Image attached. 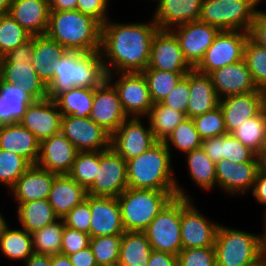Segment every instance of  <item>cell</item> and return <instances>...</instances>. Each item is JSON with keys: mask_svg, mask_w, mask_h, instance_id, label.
<instances>
[{"mask_svg": "<svg viewBox=\"0 0 266 266\" xmlns=\"http://www.w3.org/2000/svg\"><path fill=\"white\" fill-rule=\"evenodd\" d=\"M189 83L188 118L204 114L219 105L220 99L215 91L210 75L192 68L189 71Z\"/></svg>", "mask_w": 266, "mask_h": 266, "instance_id": "cell-30", "label": "cell"}, {"mask_svg": "<svg viewBox=\"0 0 266 266\" xmlns=\"http://www.w3.org/2000/svg\"><path fill=\"white\" fill-rule=\"evenodd\" d=\"M157 142L145 117H128L111 136V148L125 161L141 155Z\"/></svg>", "mask_w": 266, "mask_h": 266, "instance_id": "cell-14", "label": "cell"}, {"mask_svg": "<svg viewBox=\"0 0 266 266\" xmlns=\"http://www.w3.org/2000/svg\"><path fill=\"white\" fill-rule=\"evenodd\" d=\"M15 206L18 226L30 234L59 219L47 199L15 203Z\"/></svg>", "mask_w": 266, "mask_h": 266, "instance_id": "cell-34", "label": "cell"}, {"mask_svg": "<svg viewBox=\"0 0 266 266\" xmlns=\"http://www.w3.org/2000/svg\"><path fill=\"white\" fill-rule=\"evenodd\" d=\"M102 24L79 10L50 11L46 35L68 51H100Z\"/></svg>", "mask_w": 266, "mask_h": 266, "instance_id": "cell-4", "label": "cell"}, {"mask_svg": "<svg viewBox=\"0 0 266 266\" xmlns=\"http://www.w3.org/2000/svg\"><path fill=\"white\" fill-rule=\"evenodd\" d=\"M263 230H264V244L266 245V227L263 228Z\"/></svg>", "mask_w": 266, "mask_h": 266, "instance_id": "cell-68", "label": "cell"}, {"mask_svg": "<svg viewBox=\"0 0 266 266\" xmlns=\"http://www.w3.org/2000/svg\"><path fill=\"white\" fill-rule=\"evenodd\" d=\"M261 264H262V266H266V245L265 244L262 247Z\"/></svg>", "mask_w": 266, "mask_h": 266, "instance_id": "cell-65", "label": "cell"}, {"mask_svg": "<svg viewBox=\"0 0 266 266\" xmlns=\"http://www.w3.org/2000/svg\"><path fill=\"white\" fill-rule=\"evenodd\" d=\"M107 80L117 91L127 117L146 118L148 116L154 103L147 81L141 72L107 74Z\"/></svg>", "mask_w": 266, "mask_h": 266, "instance_id": "cell-10", "label": "cell"}, {"mask_svg": "<svg viewBox=\"0 0 266 266\" xmlns=\"http://www.w3.org/2000/svg\"><path fill=\"white\" fill-rule=\"evenodd\" d=\"M68 50L47 35L34 36L32 66L38 77L48 86L54 77L53 64Z\"/></svg>", "mask_w": 266, "mask_h": 266, "instance_id": "cell-32", "label": "cell"}, {"mask_svg": "<svg viewBox=\"0 0 266 266\" xmlns=\"http://www.w3.org/2000/svg\"><path fill=\"white\" fill-rule=\"evenodd\" d=\"M148 67L168 72H189L193 68L185 59L175 34L161 29L153 37Z\"/></svg>", "mask_w": 266, "mask_h": 266, "instance_id": "cell-18", "label": "cell"}, {"mask_svg": "<svg viewBox=\"0 0 266 266\" xmlns=\"http://www.w3.org/2000/svg\"><path fill=\"white\" fill-rule=\"evenodd\" d=\"M190 97L189 72H187L172 89L170 93L160 102L162 105L174 108L187 117L188 100Z\"/></svg>", "mask_w": 266, "mask_h": 266, "instance_id": "cell-51", "label": "cell"}, {"mask_svg": "<svg viewBox=\"0 0 266 266\" xmlns=\"http://www.w3.org/2000/svg\"><path fill=\"white\" fill-rule=\"evenodd\" d=\"M78 152L77 148L60 132L40 142L36 165L57 175L68 174Z\"/></svg>", "mask_w": 266, "mask_h": 266, "instance_id": "cell-21", "label": "cell"}, {"mask_svg": "<svg viewBox=\"0 0 266 266\" xmlns=\"http://www.w3.org/2000/svg\"><path fill=\"white\" fill-rule=\"evenodd\" d=\"M243 145L262 157L266 150V111L245 120L232 132Z\"/></svg>", "mask_w": 266, "mask_h": 266, "instance_id": "cell-38", "label": "cell"}, {"mask_svg": "<svg viewBox=\"0 0 266 266\" xmlns=\"http://www.w3.org/2000/svg\"><path fill=\"white\" fill-rule=\"evenodd\" d=\"M227 133H232L245 120L257 116L262 110L260 89L249 93L237 94L220 99Z\"/></svg>", "mask_w": 266, "mask_h": 266, "instance_id": "cell-24", "label": "cell"}, {"mask_svg": "<svg viewBox=\"0 0 266 266\" xmlns=\"http://www.w3.org/2000/svg\"><path fill=\"white\" fill-rule=\"evenodd\" d=\"M100 166V151L78 152L68 175L86 190L96 178Z\"/></svg>", "mask_w": 266, "mask_h": 266, "instance_id": "cell-44", "label": "cell"}, {"mask_svg": "<svg viewBox=\"0 0 266 266\" xmlns=\"http://www.w3.org/2000/svg\"><path fill=\"white\" fill-rule=\"evenodd\" d=\"M91 236L88 233L78 231L67 226L63 229L60 253L74 254L90 245Z\"/></svg>", "mask_w": 266, "mask_h": 266, "instance_id": "cell-53", "label": "cell"}, {"mask_svg": "<svg viewBox=\"0 0 266 266\" xmlns=\"http://www.w3.org/2000/svg\"><path fill=\"white\" fill-rule=\"evenodd\" d=\"M203 139L195 128L192 118H185L178 124L172 133L163 141L171 153L176 156L177 153L184 155L187 152L201 148ZM173 151H176L175 154ZM174 154V155H173Z\"/></svg>", "mask_w": 266, "mask_h": 266, "instance_id": "cell-40", "label": "cell"}, {"mask_svg": "<svg viewBox=\"0 0 266 266\" xmlns=\"http://www.w3.org/2000/svg\"><path fill=\"white\" fill-rule=\"evenodd\" d=\"M151 130L157 141L163 142L186 117L182 112L162 105L153 104L148 116Z\"/></svg>", "mask_w": 266, "mask_h": 266, "instance_id": "cell-41", "label": "cell"}, {"mask_svg": "<svg viewBox=\"0 0 266 266\" xmlns=\"http://www.w3.org/2000/svg\"><path fill=\"white\" fill-rule=\"evenodd\" d=\"M262 167L266 169V150L262 156Z\"/></svg>", "mask_w": 266, "mask_h": 266, "instance_id": "cell-66", "label": "cell"}, {"mask_svg": "<svg viewBox=\"0 0 266 266\" xmlns=\"http://www.w3.org/2000/svg\"><path fill=\"white\" fill-rule=\"evenodd\" d=\"M153 251L144 232L125 231L120 245L119 266H147Z\"/></svg>", "mask_w": 266, "mask_h": 266, "instance_id": "cell-36", "label": "cell"}, {"mask_svg": "<svg viewBox=\"0 0 266 266\" xmlns=\"http://www.w3.org/2000/svg\"><path fill=\"white\" fill-rule=\"evenodd\" d=\"M33 47L34 36L1 57L0 79L21 86L34 100H42L48 97V88L32 66Z\"/></svg>", "mask_w": 266, "mask_h": 266, "instance_id": "cell-7", "label": "cell"}, {"mask_svg": "<svg viewBox=\"0 0 266 266\" xmlns=\"http://www.w3.org/2000/svg\"><path fill=\"white\" fill-rule=\"evenodd\" d=\"M187 175L201 192H212L216 189V164L204 153L202 148L185 153Z\"/></svg>", "mask_w": 266, "mask_h": 266, "instance_id": "cell-35", "label": "cell"}, {"mask_svg": "<svg viewBox=\"0 0 266 266\" xmlns=\"http://www.w3.org/2000/svg\"><path fill=\"white\" fill-rule=\"evenodd\" d=\"M78 0H49L50 11L76 10Z\"/></svg>", "mask_w": 266, "mask_h": 266, "instance_id": "cell-59", "label": "cell"}, {"mask_svg": "<svg viewBox=\"0 0 266 266\" xmlns=\"http://www.w3.org/2000/svg\"><path fill=\"white\" fill-rule=\"evenodd\" d=\"M87 190L68 174L56 175L48 196L54 213L63 218L87 197Z\"/></svg>", "mask_w": 266, "mask_h": 266, "instance_id": "cell-31", "label": "cell"}, {"mask_svg": "<svg viewBox=\"0 0 266 266\" xmlns=\"http://www.w3.org/2000/svg\"><path fill=\"white\" fill-rule=\"evenodd\" d=\"M30 166L22 156L0 149V185L9 191Z\"/></svg>", "mask_w": 266, "mask_h": 266, "instance_id": "cell-47", "label": "cell"}, {"mask_svg": "<svg viewBox=\"0 0 266 266\" xmlns=\"http://www.w3.org/2000/svg\"><path fill=\"white\" fill-rule=\"evenodd\" d=\"M94 97V89L73 87L59 94L56 102L62 115H71L75 118L89 117Z\"/></svg>", "mask_w": 266, "mask_h": 266, "instance_id": "cell-39", "label": "cell"}, {"mask_svg": "<svg viewBox=\"0 0 266 266\" xmlns=\"http://www.w3.org/2000/svg\"><path fill=\"white\" fill-rule=\"evenodd\" d=\"M122 234L91 237L90 248L98 265L118 263Z\"/></svg>", "mask_w": 266, "mask_h": 266, "instance_id": "cell-46", "label": "cell"}, {"mask_svg": "<svg viewBox=\"0 0 266 266\" xmlns=\"http://www.w3.org/2000/svg\"><path fill=\"white\" fill-rule=\"evenodd\" d=\"M60 132L79 152L104 151L111 147V135L90 117L62 115Z\"/></svg>", "mask_w": 266, "mask_h": 266, "instance_id": "cell-16", "label": "cell"}, {"mask_svg": "<svg viewBox=\"0 0 266 266\" xmlns=\"http://www.w3.org/2000/svg\"><path fill=\"white\" fill-rule=\"evenodd\" d=\"M263 212H265V213H263L262 215H263V219L262 220H264V221H262L263 222V227L265 228L266 227V209L263 211Z\"/></svg>", "mask_w": 266, "mask_h": 266, "instance_id": "cell-67", "label": "cell"}, {"mask_svg": "<svg viewBox=\"0 0 266 266\" xmlns=\"http://www.w3.org/2000/svg\"><path fill=\"white\" fill-rule=\"evenodd\" d=\"M178 266H216L215 248L182 249L177 255Z\"/></svg>", "mask_w": 266, "mask_h": 266, "instance_id": "cell-50", "label": "cell"}, {"mask_svg": "<svg viewBox=\"0 0 266 266\" xmlns=\"http://www.w3.org/2000/svg\"><path fill=\"white\" fill-rule=\"evenodd\" d=\"M62 114L51 98L34 100L29 104L19 123L42 140L60 133Z\"/></svg>", "mask_w": 266, "mask_h": 266, "instance_id": "cell-20", "label": "cell"}, {"mask_svg": "<svg viewBox=\"0 0 266 266\" xmlns=\"http://www.w3.org/2000/svg\"><path fill=\"white\" fill-rule=\"evenodd\" d=\"M249 32L240 30L220 31L203 58L194 67L210 75L213 71L243 60Z\"/></svg>", "mask_w": 266, "mask_h": 266, "instance_id": "cell-12", "label": "cell"}, {"mask_svg": "<svg viewBox=\"0 0 266 266\" xmlns=\"http://www.w3.org/2000/svg\"><path fill=\"white\" fill-rule=\"evenodd\" d=\"M0 149L22 156L31 165H36L40 141L20 123L0 126Z\"/></svg>", "mask_w": 266, "mask_h": 266, "instance_id": "cell-29", "label": "cell"}, {"mask_svg": "<svg viewBox=\"0 0 266 266\" xmlns=\"http://www.w3.org/2000/svg\"><path fill=\"white\" fill-rule=\"evenodd\" d=\"M243 60L251 72L256 87L260 89L266 84V49L248 38Z\"/></svg>", "mask_w": 266, "mask_h": 266, "instance_id": "cell-48", "label": "cell"}, {"mask_svg": "<svg viewBox=\"0 0 266 266\" xmlns=\"http://www.w3.org/2000/svg\"><path fill=\"white\" fill-rule=\"evenodd\" d=\"M53 69V80L47 86L48 98L53 100L73 87L95 89L107 79L100 51H67L61 58H57Z\"/></svg>", "mask_w": 266, "mask_h": 266, "instance_id": "cell-3", "label": "cell"}, {"mask_svg": "<svg viewBox=\"0 0 266 266\" xmlns=\"http://www.w3.org/2000/svg\"><path fill=\"white\" fill-rule=\"evenodd\" d=\"M176 191L127 188L117 197L125 231L143 232Z\"/></svg>", "mask_w": 266, "mask_h": 266, "instance_id": "cell-6", "label": "cell"}, {"mask_svg": "<svg viewBox=\"0 0 266 266\" xmlns=\"http://www.w3.org/2000/svg\"><path fill=\"white\" fill-rule=\"evenodd\" d=\"M151 2L154 1L155 3H157L159 0H150Z\"/></svg>", "mask_w": 266, "mask_h": 266, "instance_id": "cell-71", "label": "cell"}, {"mask_svg": "<svg viewBox=\"0 0 266 266\" xmlns=\"http://www.w3.org/2000/svg\"><path fill=\"white\" fill-rule=\"evenodd\" d=\"M56 175L38 165H31L9 191L5 190L6 194H11L15 203L48 199Z\"/></svg>", "mask_w": 266, "mask_h": 266, "instance_id": "cell-23", "label": "cell"}, {"mask_svg": "<svg viewBox=\"0 0 266 266\" xmlns=\"http://www.w3.org/2000/svg\"><path fill=\"white\" fill-rule=\"evenodd\" d=\"M171 31L178 38L183 55L193 68L220 32L218 28L199 20L175 26Z\"/></svg>", "mask_w": 266, "mask_h": 266, "instance_id": "cell-17", "label": "cell"}, {"mask_svg": "<svg viewBox=\"0 0 266 266\" xmlns=\"http://www.w3.org/2000/svg\"><path fill=\"white\" fill-rule=\"evenodd\" d=\"M264 2L266 3V0H260V4L263 5Z\"/></svg>", "mask_w": 266, "mask_h": 266, "instance_id": "cell-70", "label": "cell"}, {"mask_svg": "<svg viewBox=\"0 0 266 266\" xmlns=\"http://www.w3.org/2000/svg\"><path fill=\"white\" fill-rule=\"evenodd\" d=\"M50 266H73V264L68 255L58 253L56 255H51Z\"/></svg>", "mask_w": 266, "mask_h": 266, "instance_id": "cell-61", "label": "cell"}, {"mask_svg": "<svg viewBox=\"0 0 266 266\" xmlns=\"http://www.w3.org/2000/svg\"><path fill=\"white\" fill-rule=\"evenodd\" d=\"M13 0H0V14H7Z\"/></svg>", "mask_w": 266, "mask_h": 266, "instance_id": "cell-62", "label": "cell"}, {"mask_svg": "<svg viewBox=\"0 0 266 266\" xmlns=\"http://www.w3.org/2000/svg\"><path fill=\"white\" fill-rule=\"evenodd\" d=\"M202 150L216 164L221 159L232 162H262L250 148L243 145L232 133L203 139Z\"/></svg>", "mask_w": 266, "mask_h": 266, "instance_id": "cell-28", "label": "cell"}, {"mask_svg": "<svg viewBox=\"0 0 266 266\" xmlns=\"http://www.w3.org/2000/svg\"><path fill=\"white\" fill-rule=\"evenodd\" d=\"M65 222L59 218L55 222L31 234L32 247L36 254L56 255L60 253Z\"/></svg>", "mask_w": 266, "mask_h": 266, "instance_id": "cell-42", "label": "cell"}, {"mask_svg": "<svg viewBox=\"0 0 266 266\" xmlns=\"http://www.w3.org/2000/svg\"><path fill=\"white\" fill-rule=\"evenodd\" d=\"M110 0H78L77 8L83 14L90 15L97 19L101 24H104L111 18Z\"/></svg>", "mask_w": 266, "mask_h": 266, "instance_id": "cell-54", "label": "cell"}, {"mask_svg": "<svg viewBox=\"0 0 266 266\" xmlns=\"http://www.w3.org/2000/svg\"><path fill=\"white\" fill-rule=\"evenodd\" d=\"M260 6V0H203L199 21L220 31L249 32Z\"/></svg>", "mask_w": 266, "mask_h": 266, "instance_id": "cell-8", "label": "cell"}, {"mask_svg": "<svg viewBox=\"0 0 266 266\" xmlns=\"http://www.w3.org/2000/svg\"><path fill=\"white\" fill-rule=\"evenodd\" d=\"M90 236L123 234L125 232L117 198L90 195Z\"/></svg>", "mask_w": 266, "mask_h": 266, "instance_id": "cell-22", "label": "cell"}, {"mask_svg": "<svg viewBox=\"0 0 266 266\" xmlns=\"http://www.w3.org/2000/svg\"><path fill=\"white\" fill-rule=\"evenodd\" d=\"M173 160L165 143L161 141L141 155L127 160L128 188L176 191L177 197L194 199L188 193L189 189L178 181L173 165L176 162Z\"/></svg>", "mask_w": 266, "mask_h": 266, "instance_id": "cell-2", "label": "cell"}, {"mask_svg": "<svg viewBox=\"0 0 266 266\" xmlns=\"http://www.w3.org/2000/svg\"><path fill=\"white\" fill-rule=\"evenodd\" d=\"M203 0H159L151 17L161 30L198 21ZM153 14V15H152Z\"/></svg>", "mask_w": 266, "mask_h": 266, "instance_id": "cell-26", "label": "cell"}, {"mask_svg": "<svg viewBox=\"0 0 266 266\" xmlns=\"http://www.w3.org/2000/svg\"><path fill=\"white\" fill-rule=\"evenodd\" d=\"M73 266H96L97 262L90 246L68 255Z\"/></svg>", "mask_w": 266, "mask_h": 266, "instance_id": "cell-57", "label": "cell"}, {"mask_svg": "<svg viewBox=\"0 0 266 266\" xmlns=\"http://www.w3.org/2000/svg\"><path fill=\"white\" fill-rule=\"evenodd\" d=\"M11 226L9 223L0 237V253L10 261L24 262L34 253L31 234Z\"/></svg>", "mask_w": 266, "mask_h": 266, "instance_id": "cell-37", "label": "cell"}, {"mask_svg": "<svg viewBox=\"0 0 266 266\" xmlns=\"http://www.w3.org/2000/svg\"><path fill=\"white\" fill-rule=\"evenodd\" d=\"M96 266H119V265H118V263H116V264H113V265H98L97 264Z\"/></svg>", "mask_w": 266, "mask_h": 266, "instance_id": "cell-69", "label": "cell"}, {"mask_svg": "<svg viewBox=\"0 0 266 266\" xmlns=\"http://www.w3.org/2000/svg\"><path fill=\"white\" fill-rule=\"evenodd\" d=\"M210 77L219 99L258 89L244 60L217 69Z\"/></svg>", "mask_w": 266, "mask_h": 266, "instance_id": "cell-25", "label": "cell"}, {"mask_svg": "<svg viewBox=\"0 0 266 266\" xmlns=\"http://www.w3.org/2000/svg\"><path fill=\"white\" fill-rule=\"evenodd\" d=\"M147 266H178L177 256L167 252L152 251Z\"/></svg>", "mask_w": 266, "mask_h": 266, "instance_id": "cell-58", "label": "cell"}, {"mask_svg": "<svg viewBox=\"0 0 266 266\" xmlns=\"http://www.w3.org/2000/svg\"><path fill=\"white\" fill-rule=\"evenodd\" d=\"M148 85L154 104L160 103L187 72L160 71L147 67L141 72Z\"/></svg>", "mask_w": 266, "mask_h": 266, "instance_id": "cell-43", "label": "cell"}, {"mask_svg": "<svg viewBox=\"0 0 266 266\" xmlns=\"http://www.w3.org/2000/svg\"><path fill=\"white\" fill-rule=\"evenodd\" d=\"M262 234L219 224L215 237L216 266H256L261 263Z\"/></svg>", "mask_w": 266, "mask_h": 266, "instance_id": "cell-5", "label": "cell"}, {"mask_svg": "<svg viewBox=\"0 0 266 266\" xmlns=\"http://www.w3.org/2000/svg\"><path fill=\"white\" fill-rule=\"evenodd\" d=\"M181 197H173L143 231L154 251L178 255L181 242Z\"/></svg>", "mask_w": 266, "mask_h": 266, "instance_id": "cell-9", "label": "cell"}, {"mask_svg": "<svg viewBox=\"0 0 266 266\" xmlns=\"http://www.w3.org/2000/svg\"><path fill=\"white\" fill-rule=\"evenodd\" d=\"M220 222L204 215L195 199L181 197V242L183 249L211 247Z\"/></svg>", "mask_w": 266, "mask_h": 266, "instance_id": "cell-11", "label": "cell"}, {"mask_svg": "<svg viewBox=\"0 0 266 266\" xmlns=\"http://www.w3.org/2000/svg\"><path fill=\"white\" fill-rule=\"evenodd\" d=\"M263 109L266 111V84L260 88Z\"/></svg>", "mask_w": 266, "mask_h": 266, "instance_id": "cell-64", "label": "cell"}, {"mask_svg": "<svg viewBox=\"0 0 266 266\" xmlns=\"http://www.w3.org/2000/svg\"><path fill=\"white\" fill-rule=\"evenodd\" d=\"M192 120L202 139L227 134L223 113L219 105L211 111L193 117Z\"/></svg>", "mask_w": 266, "mask_h": 266, "instance_id": "cell-49", "label": "cell"}, {"mask_svg": "<svg viewBox=\"0 0 266 266\" xmlns=\"http://www.w3.org/2000/svg\"><path fill=\"white\" fill-rule=\"evenodd\" d=\"M262 162L235 163L221 159L216 163V188L227 197L245 198L253 189Z\"/></svg>", "mask_w": 266, "mask_h": 266, "instance_id": "cell-15", "label": "cell"}, {"mask_svg": "<svg viewBox=\"0 0 266 266\" xmlns=\"http://www.w3.org/2000/svg\"><path fill=\"white\" fill-rule=\"evenodd\" d=\"M32 35L21 27L8 13L0 14V56L30 40Z\"/></svg>", "mask_w": 266, "mask_h": 266, "instance_id": "cell-45", "label": "cell"}, {"mask_svg": "<svg viewBox=\"0 0 266 266\" xmlns=\"http://www.w3.org/2000/svg\"><path fill=\"white\" fill-rule=\"evenodd\" d=\"M9 225L8 220L6 219L4 213L0 210V237L3 234L4 229Z\"/></svg>", "mask_w": 266, "mask_h": 266, "instance_id": "cell-63", "label": "cell"}, {"mask_svg": "<svg viewBox=\"0 0 266 266\" xmlns=\"http://www.w3.org/2000/svg\"><path fill=\"white\" fill-rule=\"evenodd\" d=\"M63 220L65 226L90 234L91 210H90V195L86 199L75 206L67 213Z\"/></svg>", "mask_w": 266, "mask_h": 266, "instance_id": "cell-52", "label": "cell"}, {"mask_svg": "<svg viewBox=\"0 0 266 266\" xmlns=\"http://www.w3.org/2000/svg\"><path fill=\"white\" fill-rule=\"evenodd\" d=\"M127 188V161L111 147L100 151V166L87 194L117 198Z\"/></svg>", "mask_w": 266, "mask_h": 266, "instance_id": "cell-13", "label": "cell"}, {"mask_svg": "<svg viewBox=\"0 0 266 266\" xmlns=\"http://www.w3.org/2000/svg\"><path fill=\"white\" fill-rule=\"evenodd\" d=\"M34 99L18 85L0 79V126L19 123Z\"/></svg>", "mask_w": 266, "mask_h": 266, "instance_id": "cell-33", "label": "cell"}, {"mask_svg": "<svg viewBox=\"0 0 266 266\" xmlns=\"http://www.w3.org/2000/svg\"><path fill=\"white\" fill-rule=\"evenodd\" d=\"M51 255L33 253L22 266H50Z\"/></svg>", "mask_w": 266, "mask_h": 266, "instance_id": "cell-60", "label": "cell"}, {"mask_svg": "<svg viewBox=\"0 0 266 266\" xmlns=\"http://www.w3.org/2000/svg\"><path fill=\"white\" fill-rule=\"evenodd\" d=\"M89 117L111 136L128 118L123 111L117 91L107 79L94 89L92 110Z\"/></svg>", "mask_w": 266, "mask_h": 266, "instance_id": "cell-19", "label": "cell"}, {"mask_svg": "<svg viewBox=\"0 0 266 266\" xmlns=\"http://www.w3.org/2000/svg\"><path fill=\"white\" fill-rule=\"evenodd\" d=\"M49 0H13L8 14L32 36L46 35Z\"/></svg>", "mask_w": 266, "mask_h": 266, "instance_id": "cell-27", "label": "cell"}, {"mask_svg": "<svg viewBox=\"0 0 266 266\" xmlns=\"http://www.w3.org/2000/svg\"><path fill=\"white\" fill-rule=\"evenodd\" d=\"M158 30L152 17L141 22H117L109 18L102 24L100 54L107 74L144 71Z\"/></svg>", "mask_w": 266, "mask_h": 266, "instance_id": "cell-1", "label": "cell"}, {"mask_svg": "<svg viewBox=\"0 0 266 266\" xmlns=\"http://www.w3.org/2000/svg\"><path fill=\"white\" fill-rule=\"evenodd\" d=\"M249 38L266 49V10L259 9L249 30Z\"/></svg>", "mask_w": 266, "mask_h": 266, "instance_id": "cell-55", "label": "cell"}, {"mask_svg": "<svg viewBox=\"0 0 266 266\" xmlns=\"http://www.w3.org/2000/svg\"><path fill=\"white\" fill-rule=\"evenodd\" d=\"M250 196H252L257 201V204L264 206L266 209V169L262 167L256 177L253 189L251 190Z\"/></svg>", "mask_w": 266, "mask_h": 266, "instance_id": "cell-56", "label": "cell"}]
</instances>
